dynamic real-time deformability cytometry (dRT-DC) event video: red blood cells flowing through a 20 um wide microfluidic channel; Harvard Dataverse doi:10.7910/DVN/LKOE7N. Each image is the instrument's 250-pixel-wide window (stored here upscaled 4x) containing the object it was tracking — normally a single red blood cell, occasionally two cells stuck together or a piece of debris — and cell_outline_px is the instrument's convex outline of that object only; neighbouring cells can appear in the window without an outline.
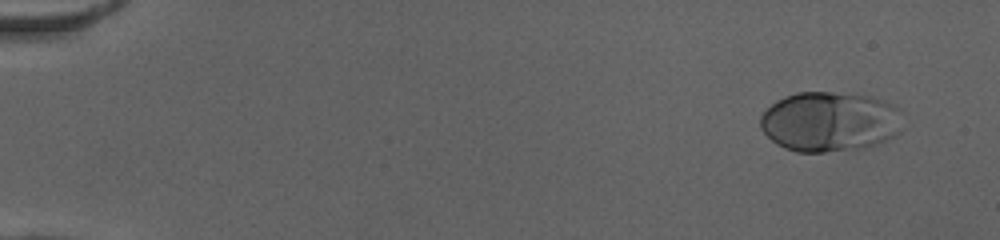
{"species": "human", "species_latin": "Homo sapiens", "temperature_condition": "cold", "stored_images_in_passage": 53, "camera_frame_rate_fps": 3000, "um_per_image_px": 0.085, "donor": {"sex": "female"}, "frame": {"image": 1, "passage_image": 4, "time_ms": 1.0, "image_size_px": [1000, 240], "cell_outline_px": [[900, 132], [896, 136], [864, 148], [824, 152], [796, 152], [784, 148], [776, 144], [760, 128], [760, 116], [776, 100], [784, 96], [796, 92], [832, 92], [872, 96], [892, 104], [896, 108]], "centroid_in_image_um": [70.47, 10.34], "position_along_channel_um": 14.5, "area_um2": 49.59}}
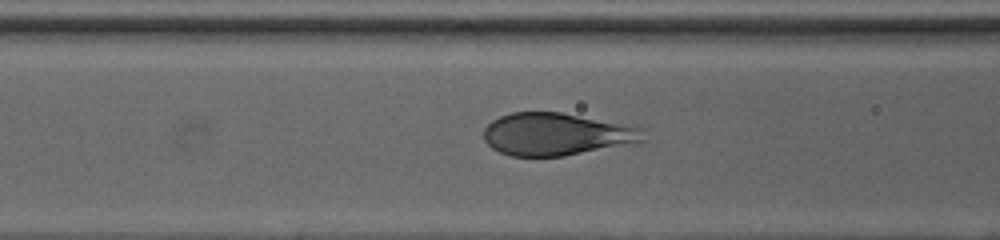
{"frame": {"image": 2, "passage_image": 23, "time_ms": 7.333, "image_size_px": [1000, 240], "cell_outline_px": [[648, 140], [564, 156], [512, 156], [500, 152], [492, 148], [484, 140], [484, 128], [492, 120], [500, 116], [512, 112], [560, 112], [644, 128]], "centroid_in_image_um": [47.3, 11.4], "position_along_channel_um": 119.3, "area_um2": 39.36}}
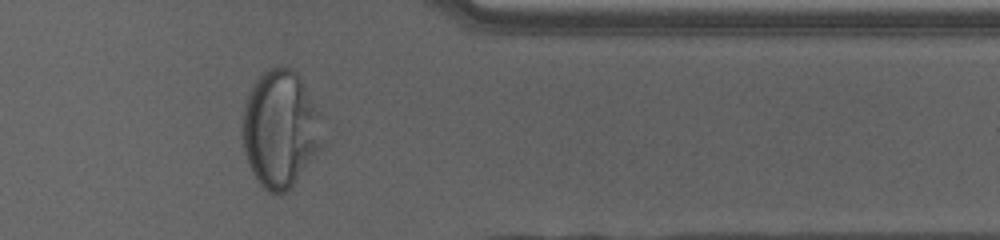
{"frame": {"image": 3, "passage_image": 44, "time_ms": 14.333, "image_size_px": [1000, 240], "cell_outline_px": [[324, 144], [292, 188], [284, 192], [268, 192], [260, 184], [252, 172], [248, 164], [244, 152], [244, 104], [248, 92], [256, 80], [264, 72], [272, 68], [292, 68], [296, 72], [316, 112]], "centroid_in_image_um": [23.8, 11.03], "position_along_channel_um": 387.6, "area_um2": 53.35}, "authors_computed_cell_mechanics": {"area_um2": 46.4712, "velocity_mm_per_s": 3.9438, "shape_relaxation_time_tau1_ms": 4.8322, "shape_relaxation_time_tau2_ms": null, "deformation_change_tau1": 0.2491, "deformation_change_tau2": null}}